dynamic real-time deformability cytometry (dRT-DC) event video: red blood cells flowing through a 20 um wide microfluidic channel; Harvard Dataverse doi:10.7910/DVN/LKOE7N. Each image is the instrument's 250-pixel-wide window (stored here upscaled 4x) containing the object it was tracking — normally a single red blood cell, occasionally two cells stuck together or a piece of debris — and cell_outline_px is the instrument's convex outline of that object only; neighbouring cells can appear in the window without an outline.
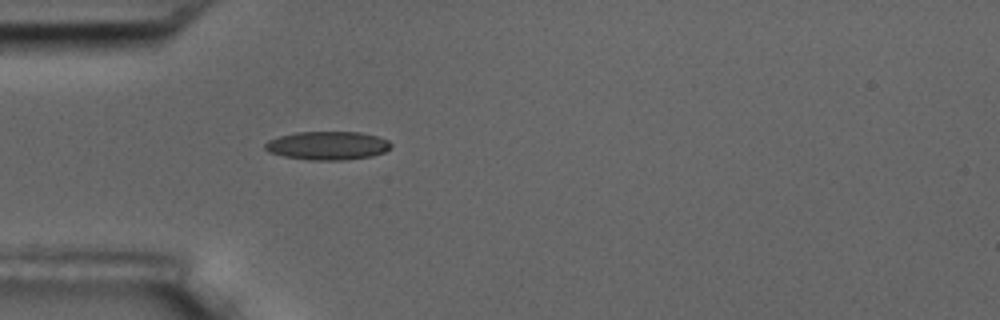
{"species": "common noctule bat (a hibernating species)", "species_latin": "Nyctalus noctula", "temperature_condition": "room temperature", "stored_images_in_passage": 40, "camera_frame_rate_fps": 3000, "um_per_image_px": 0.085, "animal": {"sex": "male", "body_mass_g": 17.5, "forearm_length_mm": 52.3}, "frame": {"image": 1, "passage_image": 1, "time_ms": 0.0, "image_size_px": [1000, 320], "cell_outline_px": [[392, 144], [384, 152], [372, 156], [344, 160], [312, 160], [284, 156], [268, 152], [264, 148], [264, 144], [268, 140], [280, 136], [296, 132], [360, 132], [376, 136], [388, 140]], "centroid_in_image_um": [27.82, 12.37], "position_along_channel_um": 57.2, "area_um2": 20.81}}
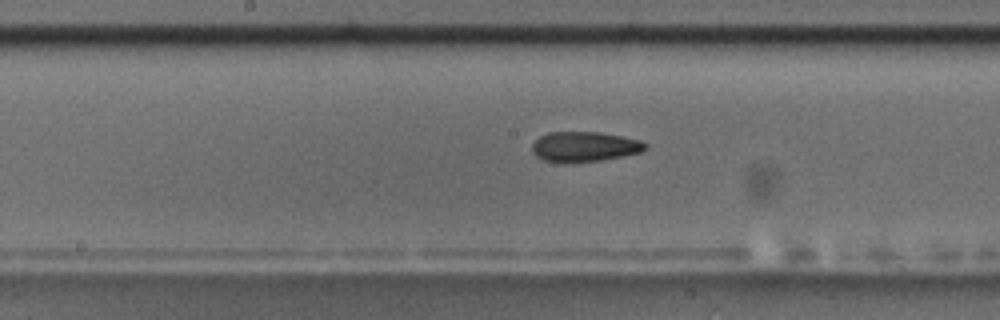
{"frame": {"image": 2, "passage_image": 13, "time_ms": 4.0, "image_size_px": [1000, 320], "cell_outline_px": [[648, 148], [640, 152], [624, 156], [600, 160], [568, 164], [564, 164], [544, 160], [536, 156], [532, 152], [532, 144], [540, 136], [548, 132], [600, 132], [640, 140], [648, 144]], "centroid_in_image_um": [49.66, 12.48], "position_along_channel_um": 198.5, "area_um2": 20.11}}
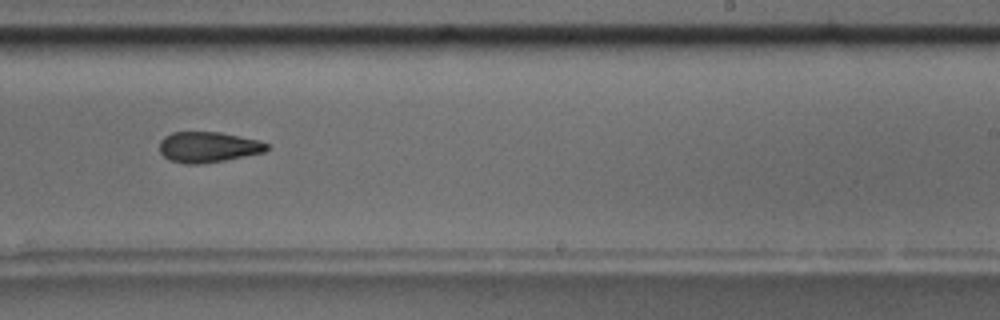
{"frame": {"image": 3, "passage_image": 19, "time_ms": 6.0, "image_size_px": [1000, 320], "cell_outline_px": [[268, 148], [264, 152], [224, 160], [200, 164], [184, 164], [168, 160], [160, 152], [160, 140], [164, 136], [172, 132], [220, 132], [260, 140], [268, 144]], "centroid_in_image_um": [17.67, 12.5], "position_along_channel_um": 271.3, "area_um2": 19.19}, "authors_computed_cell_mechanics": {"area_um2": 20.1722, "velocity_mm_per_s": 3.6533, "shape_relaxation_time_tau1_ms": 5.616, "shape_relaxation_time_tau2_ms": 8.0124, "deformation_change_tau1": 0.1142, "deformation_change_tau2": 0.1511}}